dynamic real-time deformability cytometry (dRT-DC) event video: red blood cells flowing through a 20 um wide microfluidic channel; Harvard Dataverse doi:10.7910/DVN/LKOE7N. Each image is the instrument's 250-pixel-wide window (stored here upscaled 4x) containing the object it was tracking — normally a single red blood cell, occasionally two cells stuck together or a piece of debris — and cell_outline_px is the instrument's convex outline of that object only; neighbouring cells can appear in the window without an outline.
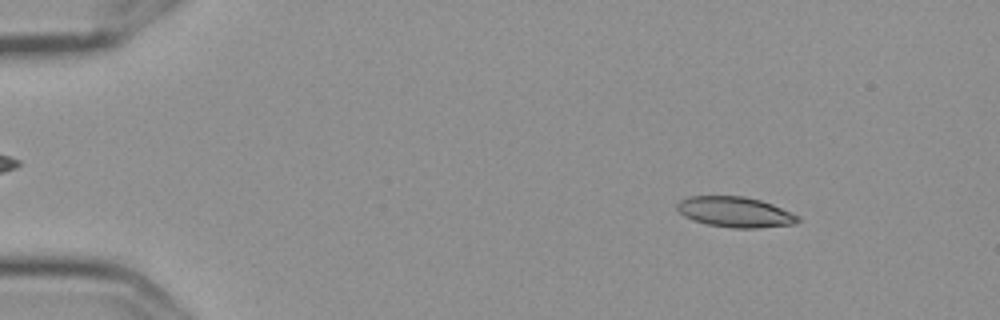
{"species": "Egyptian fruit bat (a non-hibernating species)", "species_latin": "Rousettus aegyptiacus", "temperature_condition": "cold", "stored_images_in_passage": 5, "camera_frame_rate_fps": 3000, "um_per_image_px": 0.085, "frame": {"image": 1, "passage_image": 1, "time_ms": 0.0, "image_size_px": [1000, 320], "cell_outline_px": [[800, 220], [796, 224], [756, 228], [732, 228], [708, 224], [684, 216], [676, 208], [676, 204], [680, 200], [688, 196], [744, 196], [760, 200], [772, 204], [792, 212], [800, 216]], "centroid_in_image_um": [62.51, 18.02], "position_along_channel_um": 22.5, "area_um2": 21.44}}
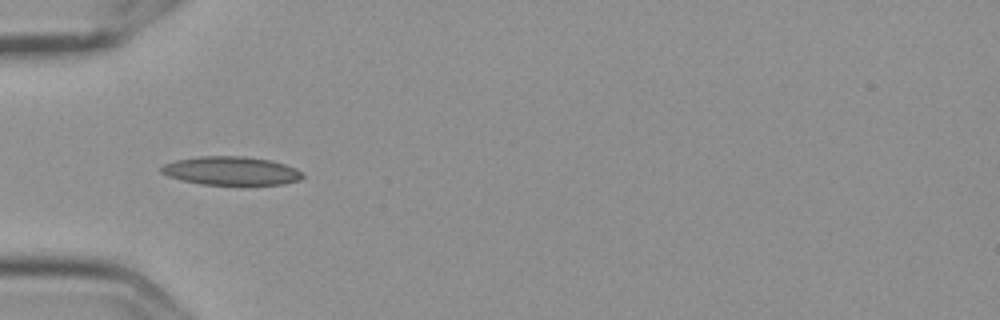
{"frame": {"image": 2, "passage_image": 4, "time_ms": 1.0, "image_size_px": [1000, 320], "cell_outline_px": [[304, 176], [300, 180], [284, 184], [200, 184], [168, 176], [160, 172], [160, 168], [164, 164], [176, 160], [200, 156], [244, 156], [272, 160], [296, 168]], "centroid_in_image_um": [19.65, 14.51], "position_along_channel_um": 65.3, "area_um2": 23.35}}
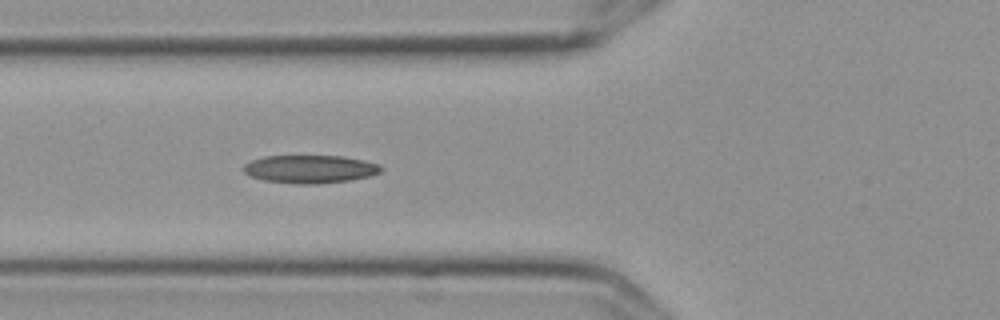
{"frame": {"image": 3, "passage_image": 5, "time_ms": 1.333, "image_size_px": [1000, 320], "cell_outline_px": [[384, 168], [380, 172], [372, 176], [348, 180], [320, 184], [296, 184], [264, 180], [252, 176], [244, 172], [244, 164], [252, 160], [264, 156], [344, 156], [380, 164]], "centroid_in_image_um": [26.39, 14.37], "position_along_channel_um": 99.4, "area_um2": 22.48}}